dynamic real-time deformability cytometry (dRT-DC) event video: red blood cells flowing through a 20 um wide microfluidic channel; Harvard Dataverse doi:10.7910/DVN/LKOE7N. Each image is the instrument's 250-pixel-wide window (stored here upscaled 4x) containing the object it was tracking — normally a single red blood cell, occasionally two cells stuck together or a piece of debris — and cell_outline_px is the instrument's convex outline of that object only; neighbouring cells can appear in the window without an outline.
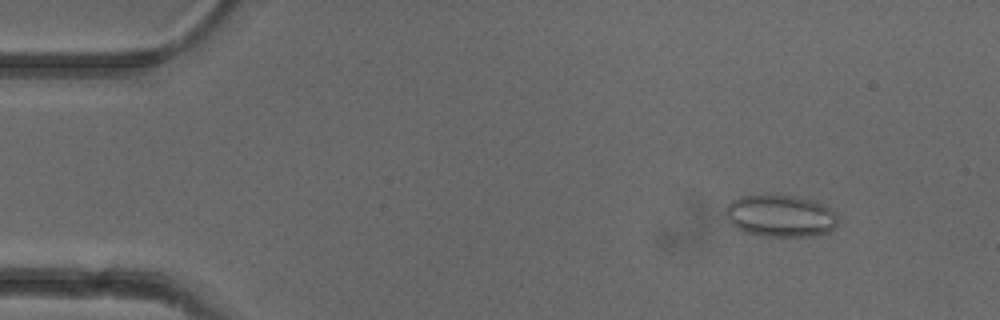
{"species": "common noctule bat (a hibernating species)", "species_latin": "Nyctalus noctula", "temperature_condition": "cold", "stored_images_in_passage": 20, "camera_frame_rate_fps": 3000, "um_per_image_px": 0.085, "animal": {"sex": "female"}, "frame": {"image": 1, "passage_image": 6, "time_ms": 1.667, "image_size_px": [1000, 320], "cell_outline_px": [[836, 224], [828, 232], [816, 236], [764, 236], [740, 232], [724, 216], [724, 212], [728, 204], [732, 200], [740, 196], [792, 196], [816, 200], [824, 204], [836, 212]], "centroid_in_image_um": [66.31, 18.36], "position_along_channel_um": 18.7, "area_um2": 27.63}}